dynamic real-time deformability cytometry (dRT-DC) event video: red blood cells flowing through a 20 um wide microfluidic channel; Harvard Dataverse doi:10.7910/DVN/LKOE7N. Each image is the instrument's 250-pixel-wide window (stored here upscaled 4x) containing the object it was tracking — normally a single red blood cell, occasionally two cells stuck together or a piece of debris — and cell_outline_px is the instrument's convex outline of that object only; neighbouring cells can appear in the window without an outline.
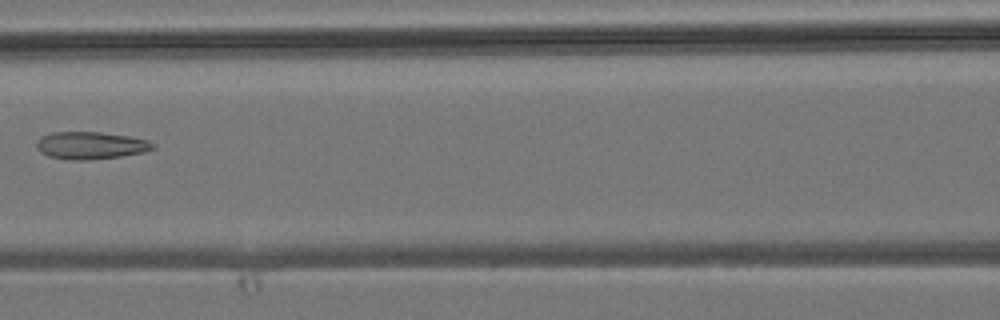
{"species": "common noctule bat (a hibernating species)", "species_latin": "Nyctalus noctula", "temperature_condition": "room temperature", "stored_images_in_passage": 6, "camera_frame_rate_fps": 3000, "um_per_image_px": 0.085, "animal": {"sex": "male", "body_mass_g": 19.2, "forearm_length_mm": 51.8}, "frame": {"image": 1, "passage_image": 5, "time_ms": 4.667, "image_size_px": [1000, 320], "cell_outline_px": [[156, 148], [144, 152], [120, 156], [88, 160], [72, 160], [48, 156], [40, 152], [36, 148], [36, 140], [40, 136], [52, 132], [100, 132], [128, 136], [148, 140], [156, 144]], "centroid_in_image_um": [7.69, 12.36], "position_along_channel_um": 158.9, "area_um2": 18.73}}
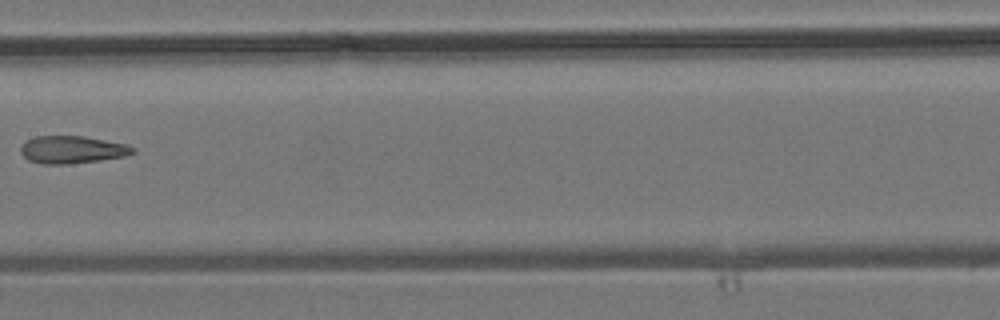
{"frame": {"image": 2, "passage_image": 6, "time_ms": 5.667, "image_size_px": [1000, 320], "cell_outline_px": [[136, 152], [124, 156], [100, 160], [64, 164], [40, 164], [28, 160], [20, 152], [20, 148], [28, 140], [36, 136], [84, 136], [124, 144], [136, 148]], "centroid_in_image_um": [6.12, 12.72], "position_along_channel_um": 201.3, "area_um2": 17.8}}